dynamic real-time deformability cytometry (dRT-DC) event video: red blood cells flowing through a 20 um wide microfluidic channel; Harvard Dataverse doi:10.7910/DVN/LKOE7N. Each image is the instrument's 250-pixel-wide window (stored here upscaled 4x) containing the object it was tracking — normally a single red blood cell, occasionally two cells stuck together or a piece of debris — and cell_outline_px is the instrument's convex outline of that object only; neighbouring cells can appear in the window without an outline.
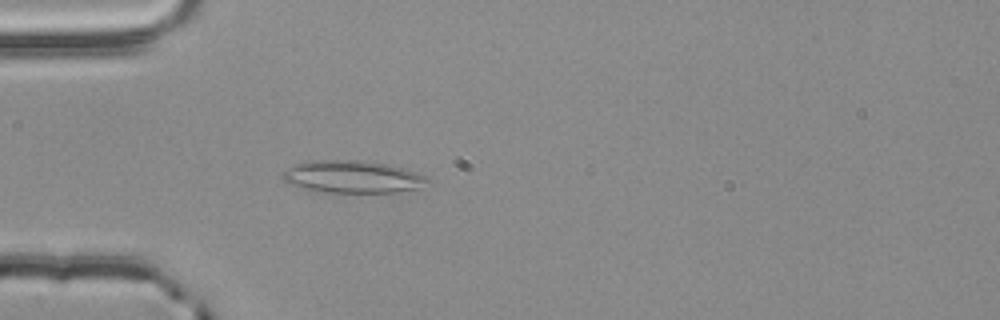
{"species": "common noctule bat (a hibernating species)", "species_latin": "Nyctalus noctula", "temperature_condition": "room temperature", "stored_images_in_passage": 11, "camera_frame_rate_fps": 3000, "um_per_image_px": 0.085, "animal": {"sex": "male", "body_mass_g": 20.4}, "frame": {"image": 1, "passage_image": 3, "time_ms": 0.667, "image_size_px": [1000, 320], "cell_outline_px": [[428, 180], [416, 188], [392, 192], [328, 192], [304, 188], [292, 184], [284, 180], [280, 176], [288, 168], [296, 164], [308, 160], [360, 160], [384, 164], [400, 168], [424, 176]], "centroid_in_image_um": [29.86, 15.01], "position_along_channel_um": 55.1, "area_um2": 26.47}}
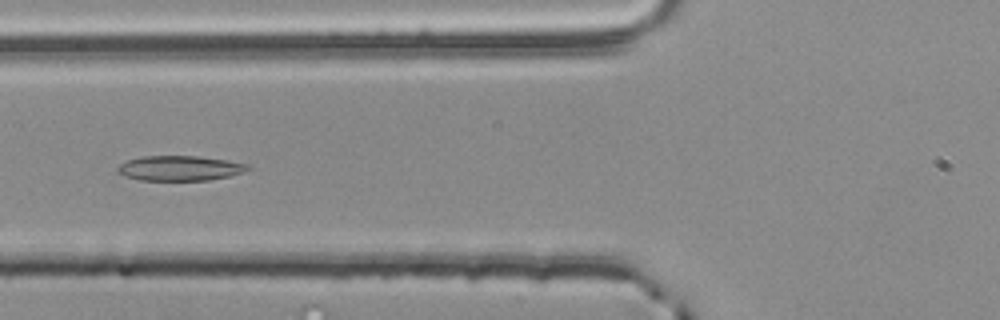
{"frame": {"image": 2, "passage_image": 8, "time_ms": 2.333, "image_size_px": [1000, 320], "cell_outline_px": [[252, 168], [244, 172], [228, 176], [208, 180], [140, 180], [124, 176], [116, 172], [116, 168], [120, 164], [128, 160], [140, 156], [196, 156], [228, 160], [248, 164]], "centroid_in_image_um": [15.27, 14.29], "position_along_channel_um": 110.5, "area_um2": 19.02}}